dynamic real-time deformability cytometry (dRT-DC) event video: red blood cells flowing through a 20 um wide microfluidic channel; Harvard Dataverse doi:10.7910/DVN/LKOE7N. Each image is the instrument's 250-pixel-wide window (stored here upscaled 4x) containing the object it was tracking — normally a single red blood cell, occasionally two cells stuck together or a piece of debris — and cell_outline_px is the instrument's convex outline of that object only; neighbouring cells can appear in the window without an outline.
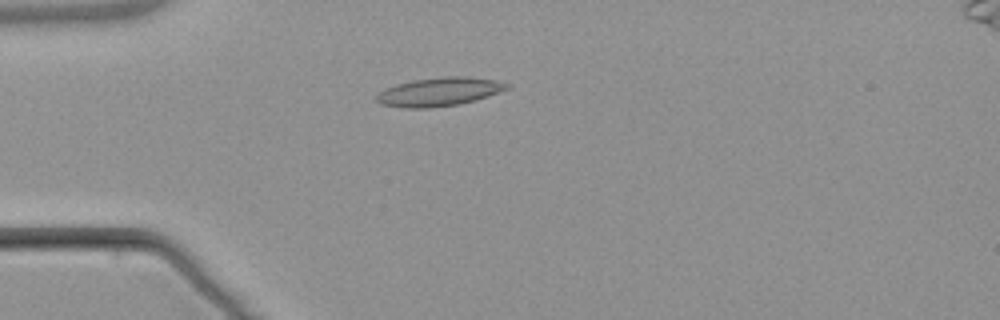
{"species": "common noctule bat (a hibernating species)", "species_latin": "Nyctalus noctula", "temperature_condition": "warm", "stored_images_in_passage": 5, "camera_frame_rate_fps": 3000, "um_per_image_px": 0.085, "animal": {"sex": "male", "body_mass_g": 21.5, "forearm_length_mm": 52.0}, "frame": {"image": 1, "passage_image": 5, "time_ms": 4.667, "image_size_px": [1000, 320], "cell_outline_px": [[512, 84], [508, 88], [488, 96], [476, 100], [460, 104], [428, 108], [404, 108], [380, 104], [376, 100], [376, 96], [380, 92], [396, 84], [412, 80], [444, 76], [468, 76], [496, 80]], "centroid_in_image_um": [37.35, 7.8], "position_along_channel_um": 47.6, "area_um2": 21.79}}